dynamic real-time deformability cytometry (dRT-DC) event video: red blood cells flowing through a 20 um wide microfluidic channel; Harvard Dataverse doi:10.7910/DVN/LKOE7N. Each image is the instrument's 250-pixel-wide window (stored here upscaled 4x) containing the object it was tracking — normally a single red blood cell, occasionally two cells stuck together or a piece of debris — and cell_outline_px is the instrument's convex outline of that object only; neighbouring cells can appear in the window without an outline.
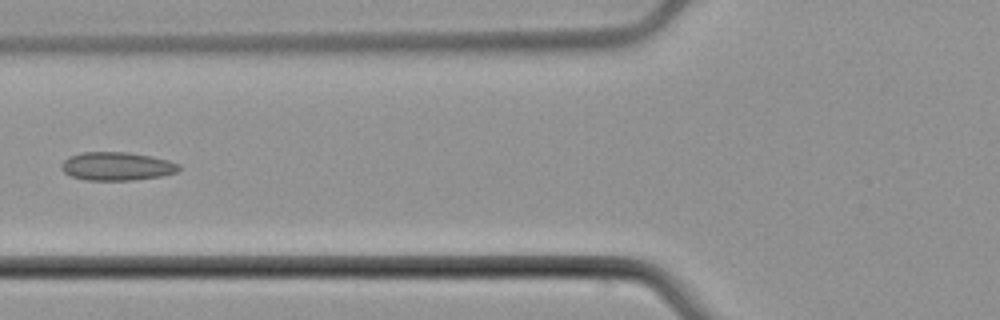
{"species": "common noctule bat (a hibernating species)", "species_latin": "Nyctalus noctula", "temperature_condition": "cold", "stored_images_in_passage": 6, "camera_frame_rate_fps": 3000, "um_per_image_px": 0.085, "animal": {"sex": "male", "body_mass_g": 21.5, "forearm_length_mm": 52.0}, "frame": {"image": 1, "passage_image": 5, "time_ms": 6.0, "image_size_px": [1000, 320], "cell_outline_px": [[180, 168], [176, 172], [160, 176], [132, 180], [88, 180], [72, 176], [64, 172], [60, 168], [60, 164], [68, 156], [80, 152], [128, 152], [152, 156], [168, 160], [180, 164]], "centroid_in_image_um": [9.91, 14.12], "position_along_channel_um": 115.9, "area_um2": 19.48}}
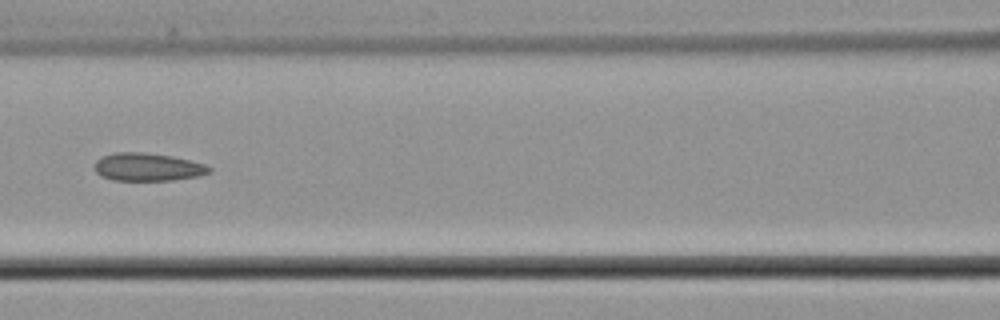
{"frame": {"image": 2, "passage_image": 6, "time_ms": 7.0, "image_size_px": [1000, 320], "cell_outline_px": [[212, 172], [200, 176], [172, 180], [112, 180], [100, 176], [96, 172], [96, 160], [104, 156], [116, 152], [140, 152], [172, 156], [204, 164], [212, 168]], "centroid_in_image_um": [12.58, 14.2], "position_along_channel_um": 154.0, "area_um2": 18.55}}